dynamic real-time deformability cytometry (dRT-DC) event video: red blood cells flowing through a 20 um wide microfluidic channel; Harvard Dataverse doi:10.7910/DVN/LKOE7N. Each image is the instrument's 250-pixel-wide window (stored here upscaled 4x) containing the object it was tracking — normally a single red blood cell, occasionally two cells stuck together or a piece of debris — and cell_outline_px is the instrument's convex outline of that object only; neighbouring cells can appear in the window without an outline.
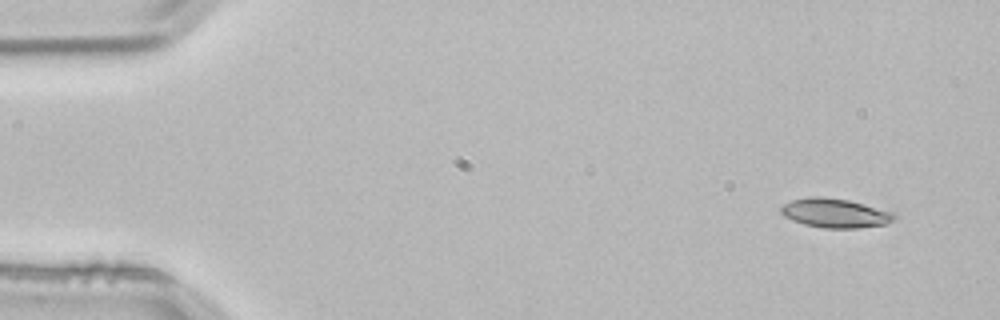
{"species": "common noctule bat (a hibernating species)", "species_latin": "Nyctalus noctula", "temperature_condition": "room temperature", "stored_images_in_passage": 4, "segment_of_instrument_passage": [2, 2], "camera_frame_rate_fps": 3000, "um_per_image_px": 0.085, "animal": {"sex": "male", "body_mass_g": 21.5, "forearm_length_mm": 52.0}, "frame": {"image": 1, "passage_image": 4, "time_ms": 1.0, "image_size_px": [1000, 320], "cell_outline_px": [[896, 216], [888, 224], [856, 228], [824, 228], [804, 224], [792, 220], [784, 216], [780, 212], [780, 208], [784, 204], [792, 200], [808, 196], [820, 196], [848, 200], [896, 212]], "centroid_in_image_um": [70.99, 18.11], "position_along_channel_um": 14.0, "area_um2": 19.36}}